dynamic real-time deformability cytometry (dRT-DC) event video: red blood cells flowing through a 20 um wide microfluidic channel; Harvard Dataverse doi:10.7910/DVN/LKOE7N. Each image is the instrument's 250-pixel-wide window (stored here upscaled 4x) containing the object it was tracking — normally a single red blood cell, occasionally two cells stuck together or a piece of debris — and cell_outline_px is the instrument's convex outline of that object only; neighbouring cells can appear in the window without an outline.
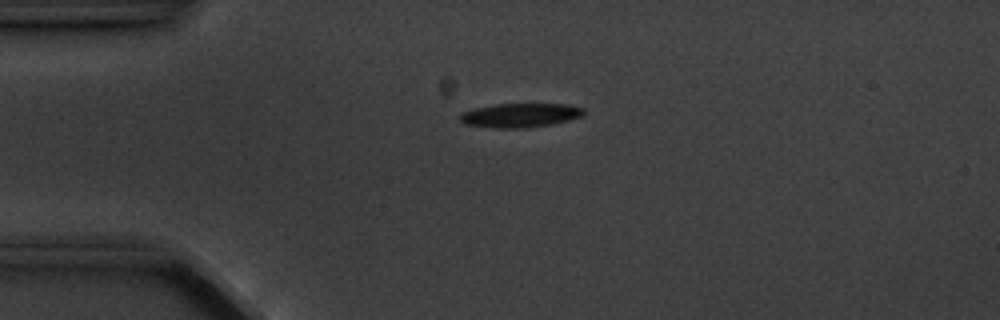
{"species": "common noctule bat (a hibernating species)", "species_latin": "Nyctalus noctula", "temperature_condition": "cold", "stored_images_in_passage": 9, "camera_frame_rate_fps": 3000, "um_per_image_px": 0.085, "animal": {"sex": "male", "body_mass_g": 20.1, "forearm_length_mm": 53.5}, "frame": {"image": 1, "passage_image": 3, "time_ms": 2.333, "image_size_px": [1000, 320], "cell_outline_px": [[584, 112], [580, 116], [568, 120], [552, 124], [524, 128], [496, 128], [464, 124], [460, 120], [460, 116], [464, 112], [472, 108], [496, 104], [564, 104], [584, 108]], "centroid_in_image_um": [44.18, 9.8], "position_along_channel_um": 40.8, "area_um2": 17.22}}